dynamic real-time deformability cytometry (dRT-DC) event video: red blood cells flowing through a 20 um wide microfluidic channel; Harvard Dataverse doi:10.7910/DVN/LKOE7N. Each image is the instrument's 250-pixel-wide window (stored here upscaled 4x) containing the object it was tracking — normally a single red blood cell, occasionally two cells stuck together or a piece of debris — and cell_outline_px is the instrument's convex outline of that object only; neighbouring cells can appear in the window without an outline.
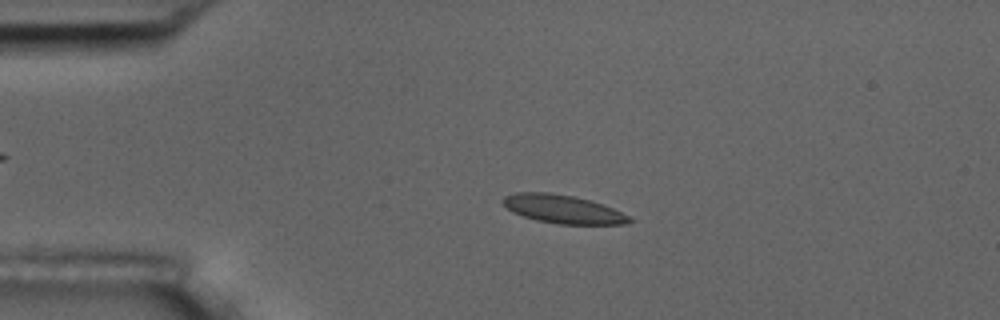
{"species": "common noctule bat (a hibernating species)", "species_latin": "Nyctalus noctula", "temperature_condition": "room temperature", "stored_images_in_passage": 55, "camera_frame_rate_fps": 3000, "um_per_image_px": 0.085, "animal": {"sex": "male", "body_mass_g": 17.5, "forearm_length_mm": 52.3}, "frame": {"image": 1, "passage_image": 12, "time_ms": 3.667, "image_size_px": [1000, 320], "cell_outline_px": [[632, 220], [624, 224], [556, 224], [536, 220], [512, 212], [500, 200], [504, 196], [516, 192], [548, 192], [572, 196], [588, 200], [612, 208], [628, 216]], "centroid_in_image_um": [47.78, 17.77], "position_along_channel_um": 37.2, "area_um2": 20.63}}
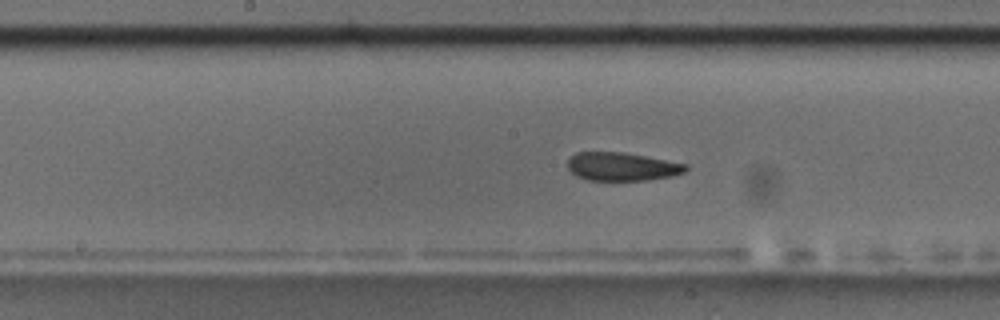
{"frame": {"image": 2, "passage_image": 28, "time_ms": 9.0, "image_size_px": [1000, 320], "cell_outline_px": [[688, 168], [684, 172], [672, 176], [648, 180], [588, 180], [576, 176], [568, 168], [568, 160], [576, 152], [624, 152], [688, 164]], "centroid_in_image_um": [52.88, 14.16], "position_along_channel_um": 195.3, "area_um2": 19.48}}
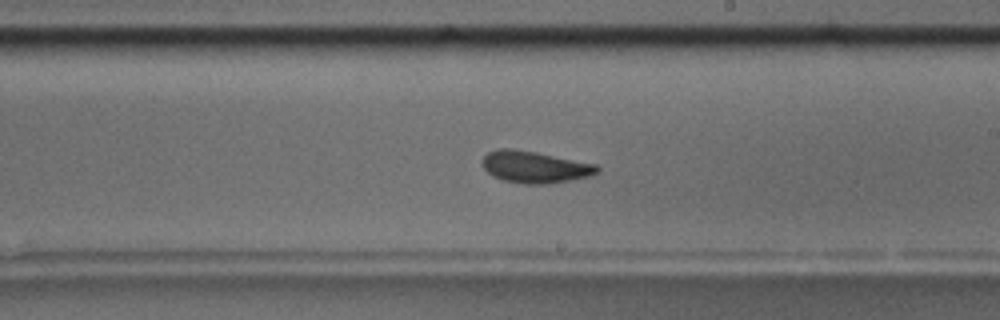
{"frame": {"image": 3, "passage_image": 32, "time_ms": 10.333, "image_size_px": [1000, 320], "cell_outline_px": [[600, 168], [592, 176], [548, 184], [524, 184], [504, 180], [492, 176], [484, 168], [480, 160], [488, 152], [496, 148], [512, 148], [536, 152], [596, 164]], "centroid_in_image_um": [45.43, 14.19], "position_along_channel_um": 243.6, "area_um2": 21.39}, "authors_computed_cell_mechanics": {"area_um2": 20.6346, "velocity_mm_per_s": 3.6295, "shape_relaxation_time_tau1_ms": 4.6065, "shape_relaxation_time_tau2_ms": 1.3322, "deformation_change_tau1": 0.1307, "deformation_change_tau2": 0.0795}}